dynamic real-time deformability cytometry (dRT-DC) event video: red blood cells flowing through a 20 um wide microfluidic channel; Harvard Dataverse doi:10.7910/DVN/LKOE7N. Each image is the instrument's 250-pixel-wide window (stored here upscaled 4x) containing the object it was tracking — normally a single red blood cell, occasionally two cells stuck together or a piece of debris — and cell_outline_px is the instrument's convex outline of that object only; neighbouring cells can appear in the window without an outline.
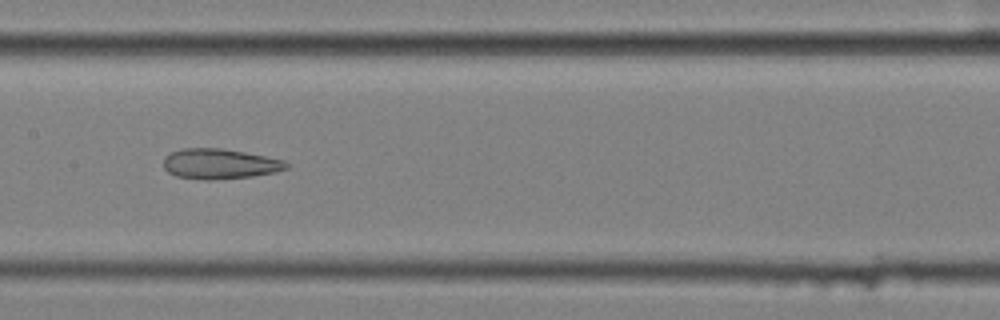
{"species": "common noctule bat (a hibernating species)", "species_latin": "Nyctalus noctula", "temperature_condition": "cold", "stored_images_in_passage": 10, "camera_frame_rate_fps": 3000, "um_per_image_px": 0.085, "animal": {"sex": "female", "body_mass_g": 25.1}, "frame": {"image": 1, "passage_image": 9, "time_ms": 2.667, "image_size_px": [1000, 320], "cell_outline_px": [[288, 168], [276, 172], [252, 176], [208, 180], [204, 180], [176, 176], [168, 172], [164, 168], [164, 156], [172, 152], [184, 148], [220, 148], [244, 152], [284, 160], [288, 164]], "centroid_in_image_um": [18.66, 13.93], "position_along_channel_um": 188.7, "area_um2": 21.5}}
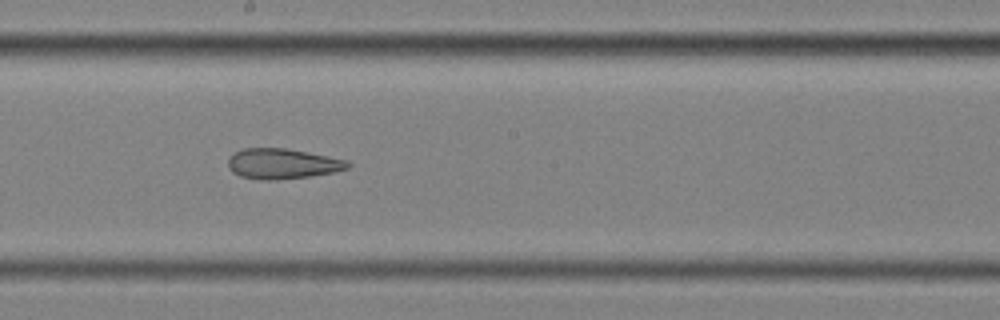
{"frame": {"image": 2, "passage_image": 10, "time_ms": 3.0, "image_size_px": [1000, 320], "cell_outline_px": [[352, 164], [348, 168], [332, 172], [308, 176], [276, 180], [260, 180], [240, 176], [232, 172], [228, 168], [228, 156], [244, 148], [288, 148], [348, 160]], "centroid_in_image_um": [23.98, 13.91], "position_along_channel_um": 224.2, "area_um2": 21.21}}